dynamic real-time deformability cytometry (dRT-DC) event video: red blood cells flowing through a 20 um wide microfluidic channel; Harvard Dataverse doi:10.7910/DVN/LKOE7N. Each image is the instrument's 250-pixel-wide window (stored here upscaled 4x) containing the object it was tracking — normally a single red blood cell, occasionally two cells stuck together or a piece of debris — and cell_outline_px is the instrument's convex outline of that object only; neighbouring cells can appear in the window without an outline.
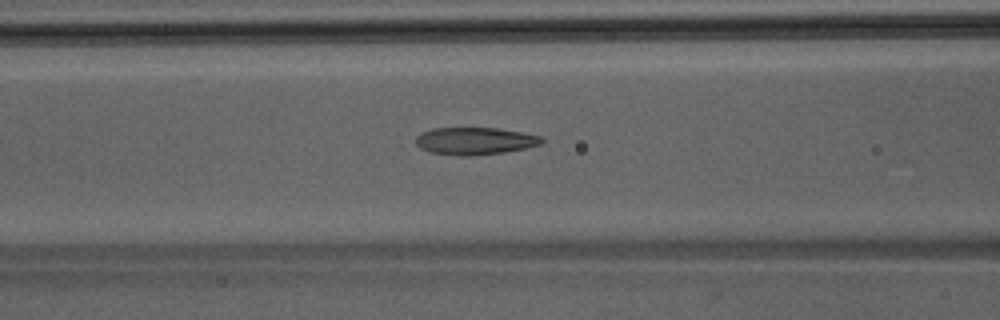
{"species": "Egyptian fruit bat (a non-hibernating species)", "species_latin": "Rousettus aegyptiacus", "temperature_condition": "room temperature", "stored_images_in_passage": 48, "camera_frame_rate_fps": 3000, "um_per_image_px": 0.085, "animal": {"sex": "male"}, "frame": {"image": 1, "passage_image": 20, "time_ms": 6.333, "image_size_px": [1000, 320], "cell_outline_px": [[544, 140], [540, 144], [524, 148], [504, 152], [468, 156], [460, 156], [432, 152], [420, 148], [416, 144], [416, 136], [432, 128], [496, 128], [520, 132], [540, 136]], "centroid_in_image_um": [40.34, 11.98], "position_along_channel_um": 126.3, "area_um2": 19.77}}
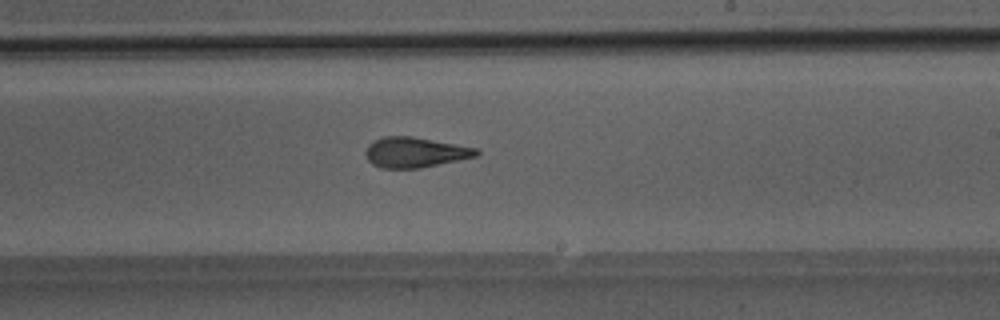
{"frame": {"image": 2, "passage_image": 29, "time_ms": 9.333, "image_size_px": [1000, 320], "cell_outline_px": [[480, 152], [476, 156], [420, 168], [380, 168], [372, 164], [368, 160], [364, 152], [368, 144], [384, 136], [412, 136], [476, 148]], "centroid_in_image_um": [35.23, 12.95], "position_along_channel_um": 253.8, "area_um2": 19.36}}
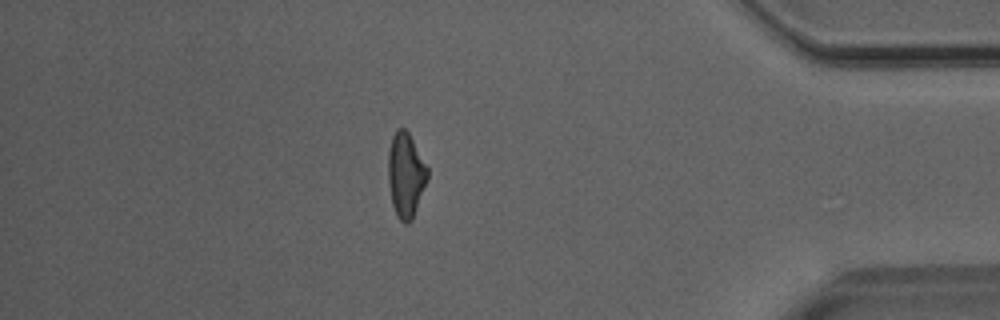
{"frame": {"image": 3, "passage_image": 42, "time_ms": 13.667, "image_size_px": [1000, 320], "cell_outline_px": [[428, 176], [412, 220], [408, 224], [404, 224], [396, 216], [392, 204], [388, 180], [388, 152], [392, 136], [400, 128], [404, 128], [408, 132], [428, 168]], "centroid_in_image_um": [34.47, 14.9], "position_along_channel_um": 400.7, "area_um2": 19.19}}